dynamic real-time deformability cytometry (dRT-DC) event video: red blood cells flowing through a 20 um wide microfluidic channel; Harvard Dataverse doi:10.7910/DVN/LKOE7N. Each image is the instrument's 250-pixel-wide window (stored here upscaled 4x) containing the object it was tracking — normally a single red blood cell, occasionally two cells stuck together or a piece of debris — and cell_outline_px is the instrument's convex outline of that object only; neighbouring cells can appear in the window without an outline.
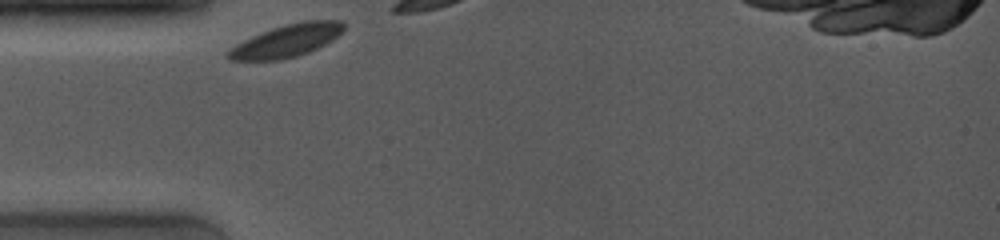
{"species": "common noctule bat (a hibernating species)", "species_latin": "Nyctalus noctula", "temperature_condition": "room temperature", "stored_images_in_passage": 4, "camera_frame_rate_fps": 4000, "um_per_image_px": 0.085, "animal": {"sex": "female", "body_mass_g": 19.0, "forearm_length_mm": 53.3}, "frame": {"image": 1, "passage_image": 1, "time_ms": 0.0, "image_size_px": [1000, 240], "cell_outline_px": [[344, 28], [332, 40], [308, 52], [296, 56], [276, 60], [228, 60], [228, 52], [236, 44], [252, 36], [272, 28], [284, 24], [304, 20], [344, 20]], "centroid_in_image_um": [24.38, 3.44], "position_along_channel_um": 60.6, "area_um2": 21.56}}